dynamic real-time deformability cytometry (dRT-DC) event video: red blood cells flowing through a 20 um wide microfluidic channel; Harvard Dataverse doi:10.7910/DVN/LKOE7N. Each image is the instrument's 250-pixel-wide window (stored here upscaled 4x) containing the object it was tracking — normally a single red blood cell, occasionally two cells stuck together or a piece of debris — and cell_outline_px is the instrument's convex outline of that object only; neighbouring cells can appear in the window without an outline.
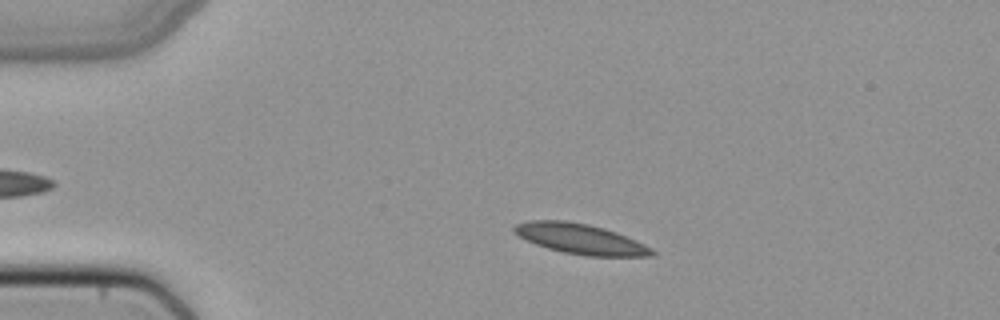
{"species": "common noctule bat (a hibernating species)", "species_latin": "Nyctalus noctula", "temperature_condition": "cold", "stored_images_in_passage": 48, "camera_frame_rate_fps": 3000, "um_per_image_px": 0.085, "animal": {"sex": "female", "body_mass_g": 22.7, "forearm_length_mm": 54.2}, "frame": {"image": 1, "passage_image": 8, "time_ms": 2.333, "image_size_px": [1000, 320], "cell_outline_px": [[656, 256], [588, 256], [564, 252], [548, 248], [536, 244], [512, 232], [512, 228], [516, 224], [532, 220], [564, 220], [588, 224], [604, 228], [616, 232], [636, 240], [652, 248], [656, 252]], "centroid_in_image_um": [49.36, 20.3], "position_along_channel_um": 35.6, "area_um2": 24.16}}
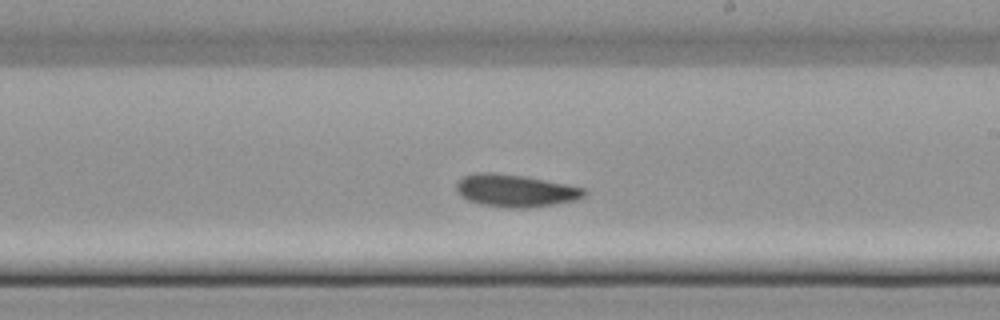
{"frame": {"image": 2, "passage_image": 27, "time_ms": 8.667, "image_size_px": [1000, 320], "cell_outline_px": [[588, 192], [584, 196], [576, 200], [528, 208], [508, 208], [480, 204], [468, 200], [460, 196], [456, 188], [456, 184], [464, 176], [476, 172], [496, 172], [524, 176], [568, 184], [584, 188]], "centroid_in_image_um": [43.81, 16.2], "position_along_channel_um": 245.2, "area_um2": 24.28}}
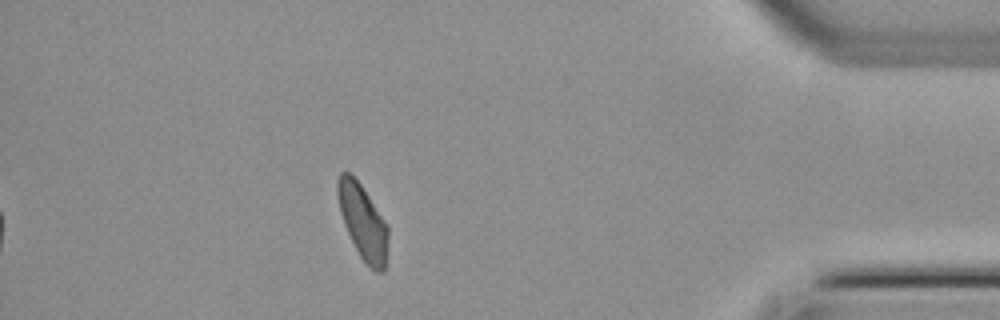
{"frame": {"image": 3, "passage_image": 42, "time_ms": 13.667, "image_size_px": [1000, 320], "cell_outline_px": [[388, 240], [384, 272], [376, 272], [360, 256], [344, 224], [340, 212], [336, 192], [336, 180], [340, 172], [348, 172], [360, 184], [388, 224]], "centroid_in_image_um": [30.84, 18.83], "position_along_channel_um": 404.4, "area_um2": 21.79}}